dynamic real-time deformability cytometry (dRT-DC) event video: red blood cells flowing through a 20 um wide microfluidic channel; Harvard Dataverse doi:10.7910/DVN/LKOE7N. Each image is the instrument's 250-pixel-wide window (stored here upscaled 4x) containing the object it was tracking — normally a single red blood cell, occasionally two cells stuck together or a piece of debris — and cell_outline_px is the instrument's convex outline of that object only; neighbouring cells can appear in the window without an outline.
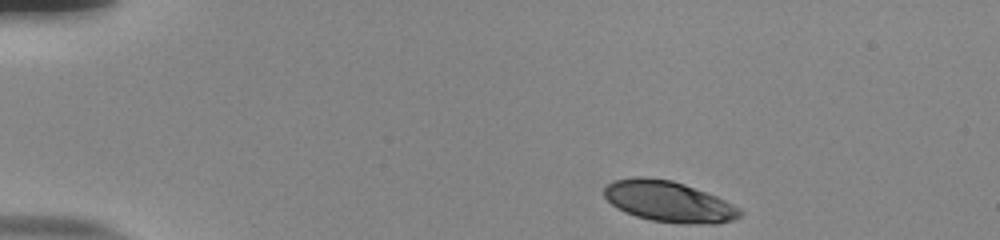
{"species": "human", "species_latin": "Homo sapiens", "temperature_condition": "room temperature", "stored_images_in_passage": 46, "camera_frame_rate_fps": 3000, "um_per_image_px": 0.085, "donor": {"sex": "male"}, "frame": {"image": 1, "passage_image": 1, "time_ms": 0.0, "image_size_px": [1000, 240], "cell_outline_px": [[744, 212], [740, 216], [732, 220], [716, 224], [680, 224], [652, 220], [636, 216], [624, 212], [616, 208], [604, 196], [604, 188], [612, 180], [636, 176], [644, 176], [672, 180], [684, 184], [716, 196], [740, 208]], "centroid_in_image_um": [56.83, 17.13], "position_along_channel_um": 28.2, "area_um2": 32.54}}
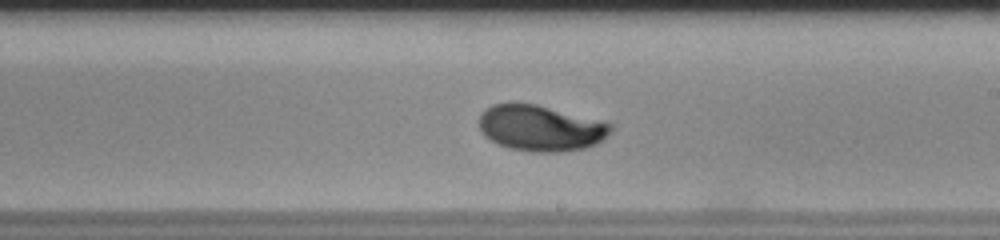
{"frame": {"image": 2, "passage_image": 25, "time_ms": 8.0, "image_size_px": [1000, 240], "cell_outline_px": [[612, 128], [604, 140], [596, 144], [584, 148], [560, 152], [532, 152], [508, 148], [488, 140], [480, 132], [480, 112], [484, 108], [492, 104], [512, 100], [536, 104], [612, 124]], "centroid_in_image_um": [45.86, 10.87], "position_along_channel_um": 243.1, "area_um2": 35.72}}
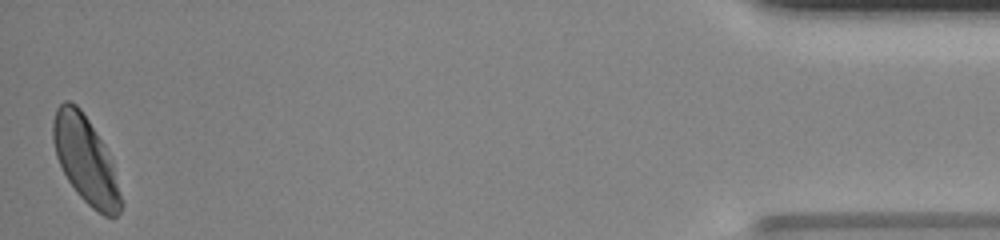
{"frame": {"image": 3, "passage_image": 46, "time_ms": 15.0, "image_size_px": [1000, 240], "cell_outline_px": [[124, 204], [120, 212], [116, 216], [104, 216], [92, 208], [76, 192], [68, 180], [56, 156], [52, 140], [52, 124], [56, 108], [64, 100], [68, 100], [76, 104], [80, 108], [104, 144], [112, 160]], "centroid_in_image_um": [7.28, 13.6], "position_along_channel_um": 427.9, "area_um2": 34.39}, "authors_computed_cell_mechanics": {"area_um2": 34.3043, "velocity_mm_per_s": 3.7764, "shape_relaxation_time_tau1_ms": 3.6256, "shape_relaxation_time_tau2_ms": null, "deformation_change_tau1": 0.1809, "deformation_change_tau2": null}}